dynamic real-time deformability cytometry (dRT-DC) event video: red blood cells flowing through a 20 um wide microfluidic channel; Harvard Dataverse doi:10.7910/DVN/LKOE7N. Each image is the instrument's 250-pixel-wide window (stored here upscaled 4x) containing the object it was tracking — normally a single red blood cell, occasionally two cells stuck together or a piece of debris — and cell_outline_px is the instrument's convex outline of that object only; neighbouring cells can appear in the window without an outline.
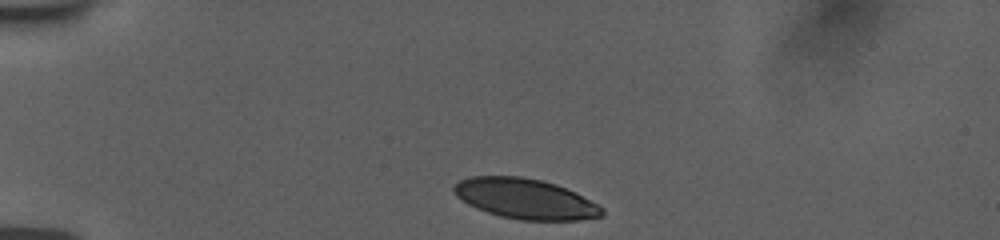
{"species": "human", "species_latin": "Homo sapiens", "temperature_condition": "room temperature", "stored_images_in_passage": 36, "camera_frame_rate_fps": 3000, "um_per_image_px": 0.085, "donor": {"sex": "female"}, "frame": {"image": 1, "passage_image": 1, "time_ms": 0.0, "image_size_px": [1000, 240], "cell_outline_px": [[604, 216], [580, 220], [520, 220], [500, 216], [476, 208], [468, 204], [456, 196], [452, 192], [452, 188], [460, 180], [472, 176], [520, 176], [540, 180], [556, 184], [576, 192], [600, 204], [604, 208]], "centroid_in_image_um": [44.69, 16.9], "position_along_channel_um": 40.3, "area_um2": 34.97}}
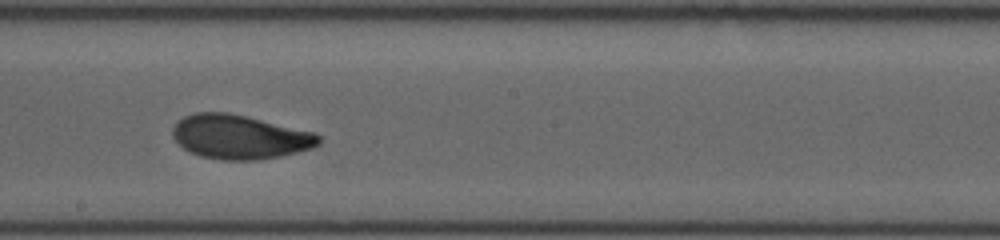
{"frame": {"image": 2, "passage_image": 20, "time_ms": 6.333, "image_size_px": [1000, 240], "cell_outline_px": [[320, 144], [312, 148], [280, 156], [260, 160], [220, 160], [200, 156], [188, 152], [172, 136], [172, 128], [184, 116], [196, 112], [228, 112], [316, 132], [320, 136]], "centroid_in_image_um": [20.38, 11.64], "position_along_channel_um": 227.8, "area_um2": 37.69}}
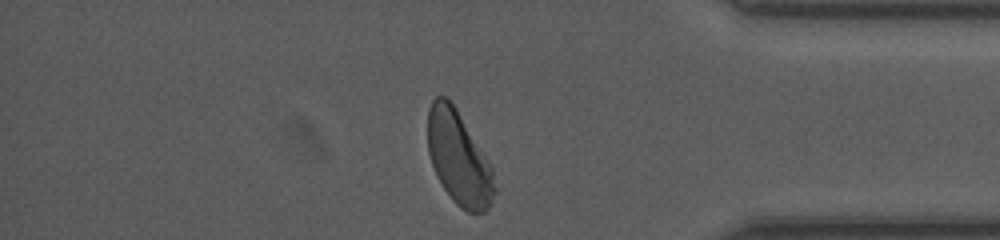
{"frame": {"image": 3, "passage_image": 35, "time_ms": 11.333, "image_size_px": [1000, 240], "cell_outline_px": [[496, 192], [492, 204], [484, 212], [468, 212], [460, 208], [452, 200], [436, 176], [428, 152], [428, 108], [432, 100], [436, 96], [444, 96], [456, 108], [488, 160], [492, 168], [496, 188]], "centroid_in_image_um": [39.0, 13.48], "position_along_channel_um": 396.2, "area_um2": 36.3}, "authors_computed_cell_mechanics": {"area_um2": 37.0209, "velocity_mm_per_s": 3.736, "shape_relaxation_time_tau1_ms": 3.2957, "shape_relaxation_time_tau2_ms": 1.196, "deformation_change_tau1": 0.1359, "deformation_change_tau2": 0.0635}}